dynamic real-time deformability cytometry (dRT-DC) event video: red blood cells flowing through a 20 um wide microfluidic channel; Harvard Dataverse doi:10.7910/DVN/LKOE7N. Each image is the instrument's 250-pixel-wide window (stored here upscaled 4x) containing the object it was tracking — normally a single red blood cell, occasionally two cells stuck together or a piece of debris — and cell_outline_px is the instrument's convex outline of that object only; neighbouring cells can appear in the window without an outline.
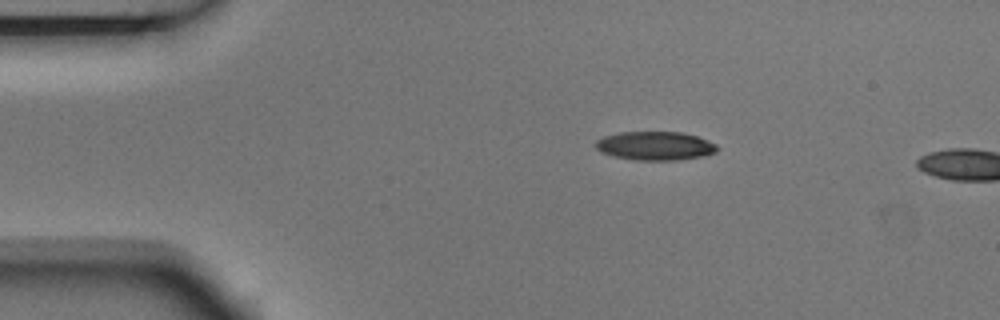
{"species": "Egyptian fruit bat (a non-hibernating species)", "species_latin": "Rousettus aegyptiacus", "temperature_condition": "room temperature", "stored_images_in_passage": 2, "camera_frame_rate_fps": 3000, "um_per_image_px": 0.085, "animal": {"sex": "male"}, "frame": {"image": 1, "passage_image": 1, "time_ms": 0.0, "image_size_px": [1000, 320], "cell_outline_px": [[720, 148], [716, 152], [704, 156], [676, 160], [636, 160], [616, 156], [600, 152], [596, 148], [596, 140], [604, 136], [620, 132], [680, 132], [696, 136], [708, 140], [716, 144]], "centroid_in_image_um": [55.71, 12.39], "position_along_channel_um": 29.3, "area_um2": 20.29}}